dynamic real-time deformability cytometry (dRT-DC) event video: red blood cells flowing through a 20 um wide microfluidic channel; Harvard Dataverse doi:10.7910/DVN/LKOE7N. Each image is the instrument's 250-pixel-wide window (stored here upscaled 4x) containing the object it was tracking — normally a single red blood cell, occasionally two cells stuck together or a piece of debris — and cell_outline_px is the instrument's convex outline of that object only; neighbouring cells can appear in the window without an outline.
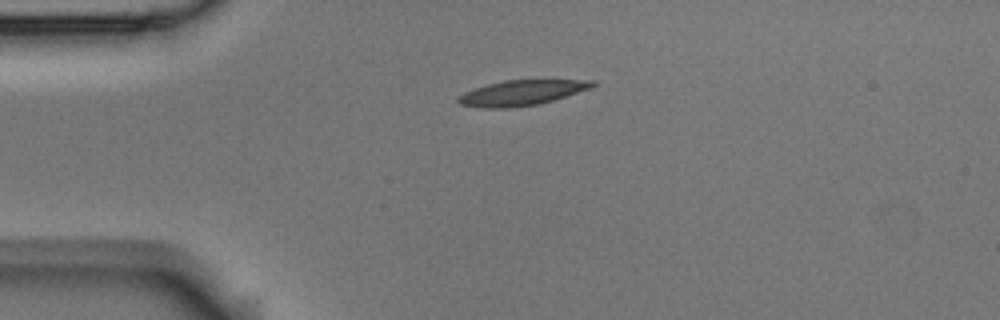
{"species": "Egyptian fruit bat (a non-hibernating species)", "species_latin": "Rousettus aegyptiacus", "temperature_condition": "room temperature", "stored_images_in_passage": 2, "camera_frame_rate_fps": 3000, "um_per_image_px": 0.085, "animal": {"sex": "male"}, "frame": {"image": 1, "passage_image": 1, "time_ms": 0.0, "image_size_px": [1000, 320], "cell_outline_px": [[596, 84], [588, 88], [552, 100], [536, 104], [508, 108], [484, 108], [460, 104], [456, 100], [456, 96], [464, 92], [488, 84], [504, 80], [596, 80]], "centroid_in_image_um": [44.26, 7.88], "position_along_channel_um": 40.7, "area_um2": 19.36}}